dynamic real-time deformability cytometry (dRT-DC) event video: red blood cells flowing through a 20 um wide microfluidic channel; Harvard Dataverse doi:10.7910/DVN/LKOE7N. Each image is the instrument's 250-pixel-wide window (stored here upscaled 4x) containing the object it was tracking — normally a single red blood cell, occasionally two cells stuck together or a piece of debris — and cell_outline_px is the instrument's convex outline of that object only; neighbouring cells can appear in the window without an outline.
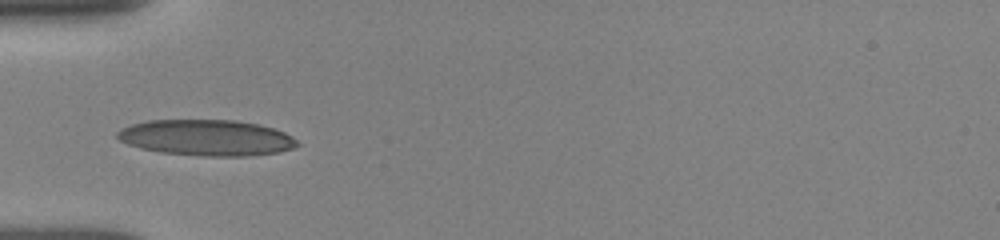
{"species": "human", "species_latin": "Homo sapiens", "temperature_condition": "room temperature", "stored_images_in_passage": 28, "camera_frame_rate_fps": 3000, "um_per_image_px": 0.085, "donor": {"sex": "female"}, "frame": {"image": 1, "passage_image": 1, "time_ms": 0.0, "image_size_px": [1000, 240], "cell_outline_px": [[300, 144], [292, 148], [280, 152], [248, 156], [204, 156], [160, 152], [140, 148], [128, 144], [120, 140], [116, 136], [116, 132], [120, 128], [132, 124], [148, 120], [236, 120], [260, 124], [284, 132], [292, 136]], "centroid_in_image_um": [17.55, 11.7], "position_along_channel_um": 67.4, "area_um2": 37.86}}
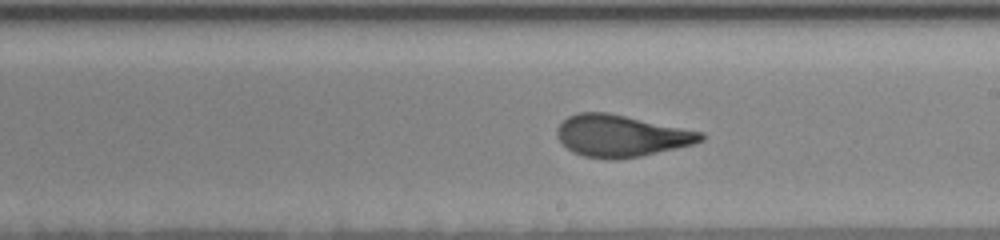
{"frame": {"image": 2, "passage_image": 16, "time_ms": 4.333, "image_size_px": [1000, 240], "cell_outline_px": [[704, 140], [692, 144], [676, 148], [640, 156], [616, 160], [584, 156], [572, 152], [556, 136], [556, 128], [568, 116], [576, 112], [608, 112], [704, 132]], "centroid_in_image_um": [52.78, 11.53], "position_along_channel_um": 236.2, "area_um2": 34.97}}
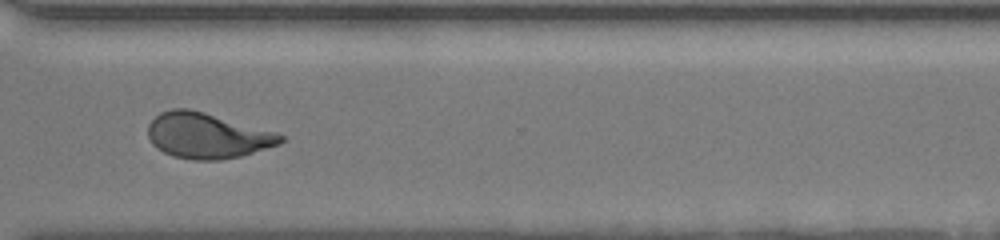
{"frame": {"image": 3, "passage_image": 27, "time_ms": 7.333, "image_size_px": [1000, 240], "cell_outline_px": [[284, 140], [280, 144], [240, 156], [220, 160], [192, 160], [172, 156], [156, 148], [152, 144], [148, 136], [148, 124], [160, 112], [172, 108], [188, 108], [204, 112], [276, 132], [284, 136]], "centroid_in_image_um": [17.59, 11.53], "position_along_channel_um": 353.0, "area_um2": 35.14}}